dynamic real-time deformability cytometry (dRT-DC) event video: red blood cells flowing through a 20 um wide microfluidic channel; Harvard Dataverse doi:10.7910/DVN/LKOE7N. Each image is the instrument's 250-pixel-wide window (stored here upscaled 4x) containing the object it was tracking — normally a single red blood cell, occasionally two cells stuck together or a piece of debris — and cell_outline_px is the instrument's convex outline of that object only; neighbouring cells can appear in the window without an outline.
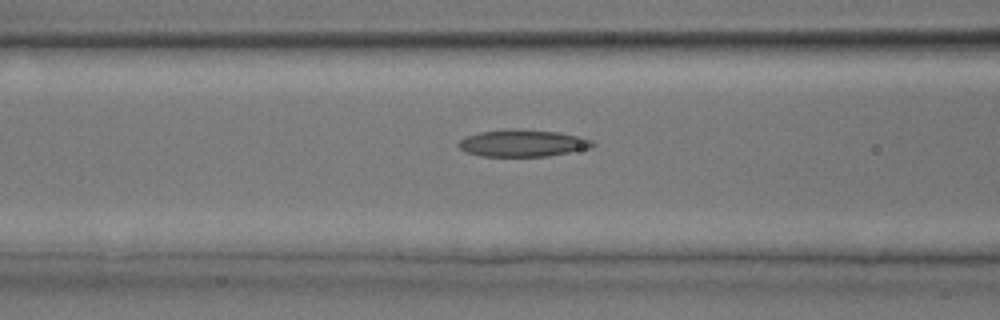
{"species": "common noctule bat (a hibernating species)", "species_latin": "Nyctalus noctula", "temperature_condition": "room temperature", "stored_images_in_passage": 25, "camera_frame_rate_fps": 3000, "um_per_image_px": 0.085, "animal": {"sex": "male", "body_mass_g": 17.9, "forearm_length_mm": 54.2}, "frame": {"image": 1, "passage_image": 8, "time_ms": 2.333, "image_size_px": [1000, 320], "cell_outline_px": [[596, 144], [592, 148], [548, 156], [480, 156], [468, 152], [460, 148], [456, 144], [464, 136], [480, 132], [504, 128], [516, 128], [560, 132], [580, 136], [592, 140]], "centroid_in_image_um": [44.44, 12.15], "position_along_channel_um": 122.2, "area_um2": 21.44}}
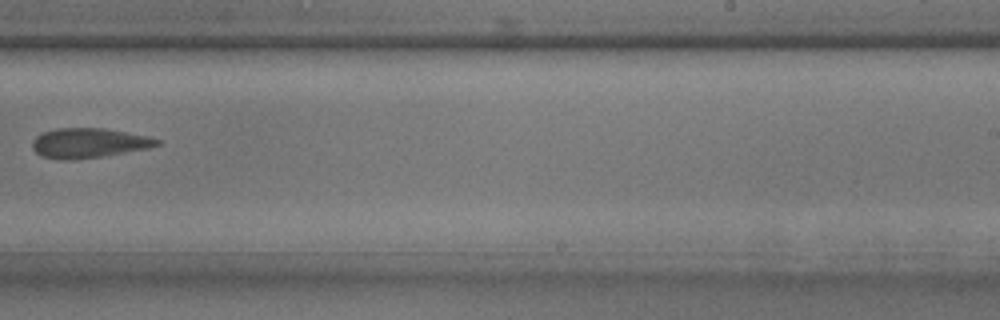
{"frame": {"image": 2, "passage_image": 16, "time_ms": 5.0, "image_size_px": [1000, 320], "cell_outline_px": [[160, 144], [148, 148], [104, 156], [72, 160], [64, 160], [40, 156], [32, 148], [32, 140], [36, 136], [44, 132], [60, 128], [104, 128], [148, 136], [160, 140]], "centroid_in_image_um": [7.53, 12.16], "position_along_channel_um": 281.5, "area_um2": 21.56}}
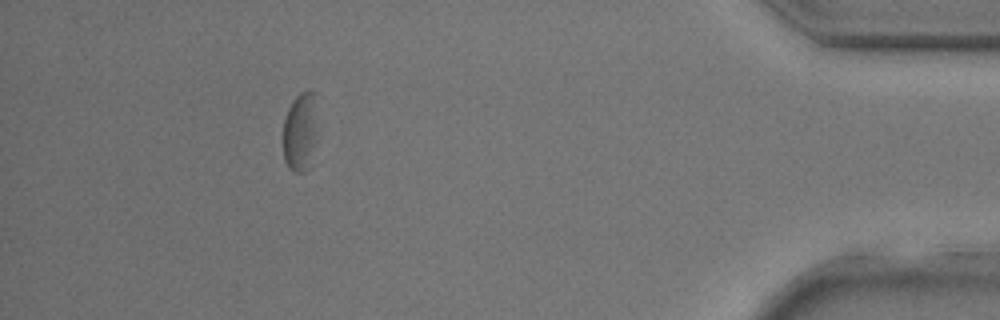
{"frame": {"image": 3, "passage_image": 25, "time_ms": 8.0, "image_size_px": [1000, 320], "cell_outline_px": [[320, 92], [316, 140], [308, 168], [304, 172], [296, 172], [288, 168], [284, 160], [284, 120], [288, 108], [292, 100], [300, 92], [308, 88], [312, 88]], "centroid_in_image_um": [25.6, 11.03], "position_along_channel_um": 409.6, "area_um2": 16.88}}